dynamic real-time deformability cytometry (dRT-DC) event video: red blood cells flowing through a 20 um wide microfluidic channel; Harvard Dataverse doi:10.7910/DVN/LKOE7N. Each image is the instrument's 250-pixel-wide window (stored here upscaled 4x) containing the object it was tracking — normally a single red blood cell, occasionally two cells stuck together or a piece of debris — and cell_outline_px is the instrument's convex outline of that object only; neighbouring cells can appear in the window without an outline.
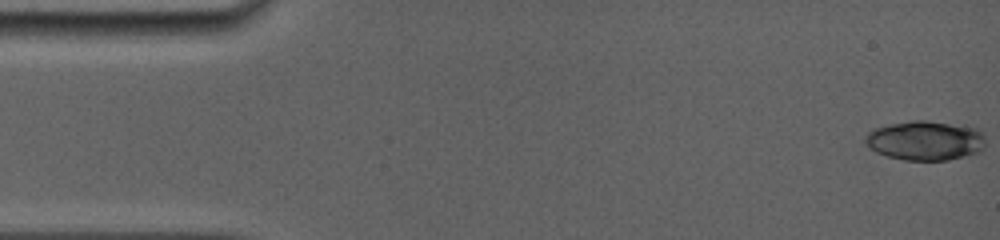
{"species": "common noctule bat (a hibernating species)", "species_latin": "Nyctalus noctula", "temperature_condition": "room temperature", "stored_images_in_passage": 13, "camera_frame_rate_fps": 5000, "um_per_image_px": 0.085, "animal": {"sex": "female", "body_mass_g": 19.0, "forearm_length_mm": 56.7}, "frame": {"image": 1, "passage_image": 1, "time_ms": 0.0, "image_size_px": [1000, 240], "cell_outline_px": [[984, 148], [980, 152], [948, 160], [904, 160], [888, 156], [876, 152], [868, 148], [864, 140], [864, 136], [868, 132], [876, 128], [888, 124], [912, 120], [924, 120], [976, 128], [984, 136]], "centroid_in_image_um": [78.61, 11.95], "position_along_channel_um": 6.4, "area_um2": 27.63}}
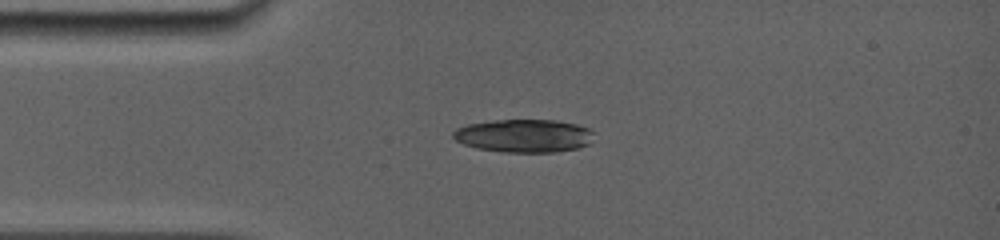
{"frame": {"image": 2, "passage_image": 11, "time_ms": 3.6, "image_size_px": [1000, 240], "cell_outline_px": [[592, 132], [588, 144], [576, 148], [556, 152], [504, 152], [476, 148], [464, 144], [456, 140], [452, 136], [452, 132], [456, 128], [468, 124], [492, 120], [556, 120], [576, 124], [588, 128]], "centroid_in_image_um": [44.48, 11.54], "position_along_channel_um": 40.5, "area_um2": 26.99}}